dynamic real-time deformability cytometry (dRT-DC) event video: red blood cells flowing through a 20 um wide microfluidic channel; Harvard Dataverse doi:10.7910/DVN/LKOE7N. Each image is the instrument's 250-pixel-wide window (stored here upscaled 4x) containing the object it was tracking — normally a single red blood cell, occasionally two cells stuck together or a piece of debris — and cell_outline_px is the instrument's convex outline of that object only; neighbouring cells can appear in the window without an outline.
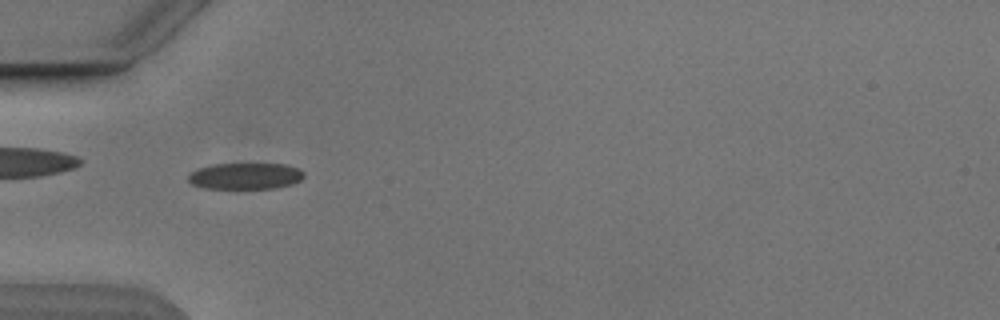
{"species": "Egyptian fruit bat (a non-hibernating species)", "species_latin": "Rousettus aegyptiacus", "temperature_condition": "cold", "stored_images_in_passage": 7, "camera_frame_rate_fps": 3000, "um_per_image_px": 0.085, "animal": {"sex": "male"}, "frame": {"image": 1, "passage_image": 5, "time_ms": 5.333, "image_size_px": [1000, 320], "cell_outline_px": [[304, 176], [300, 180], [292, 184], [276, 188], [204, 188], [192, 184], [188, 180], [188, 176], [192, 172], [200, 168], [212, 164], [288, 164], [300, 168], [304, 172]], "centroid_in_image_um": [20.9, 14.96], "position_along_channel_um": 64.1, "area_um2": 17.74}}
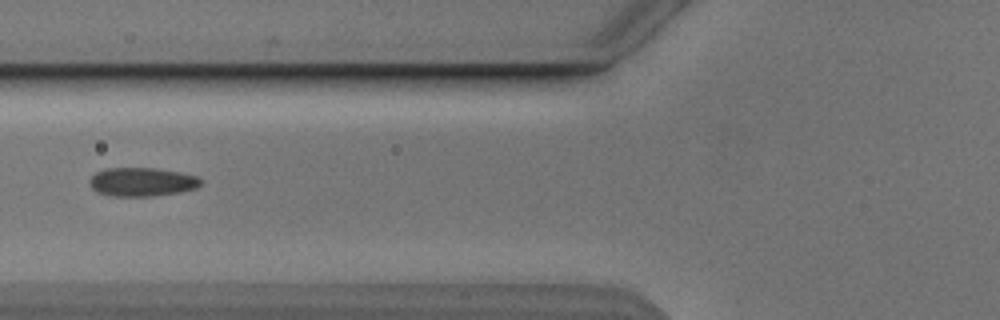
{"frame": {"image": 2, "passage_image": 6, "time_ms": 6.667, "image_size_px": [1000, 320], "cell_outline_px": [[200, 184], [196, 188], [180, 192], [152, 196], [112, 196], [96, 192], [88, 184], [88, 180], [96, 172], [104, 168], [152, 168], [180, 172], [196, 176], [200, 180]], "centroid_in_image_um": [12.01, 15.46], "position_along_channel_um": 113.8, "area_um2": 18.61}}